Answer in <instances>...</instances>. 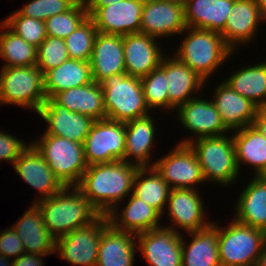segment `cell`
<instances>
[{
  "label": "cell",
  "mask_w": 266,
  "mask_h": 266,
  "mask_svg": "<svg viewBox=\"0 0 266 266\" xmlns=\"http://www.w3.org/2000/svg\"><path fill=\"white\" fill-rule=\"evenodd\" d=\"M154 167L171 189H197L204 182L201 166L188 144L177 143L171 152L156 160Z\"/></svg>",
  "instance_id": "obj_12"
},
{
  "label": "cell",
  "mask_w": 266,
  "mask_h": 266,
  "mask_svg": "<svg viewBox=\"0 0 266 266\" xmlns=\"http://www.w3.org/2000/svg\"><path fill=\"white\" fill-rule=\"evenodd\" d=\"M37 114L47 124L42 135L64 137L82 144L95 121L90 116L69 111L52 98L45 100Z\"/></svg>",
  "instance_id": "obj_17"
},
{
  "label": "cell",
  "mask_w": 266,
  "mask_h": 266,
  "mask_svg": "<svg viewBox=\"0 0 266 266\" xmlns=\"http://www.w3.org/2000/svg\"><path fill=\"white\" fill-rule=\"evenodd\" d=\"M232 137L239 171L240 164H246L259 176L266 168V137L254 125L236 130Z\"/></svg>",
  "instance_id": "obj_33"
},
{
  "label": "cell",
  "mask_w": 266,
  "mask_h": 266,
  "mask_svg": "<svg viewBox=\"0 0 266 266\" xmlns=\"http://www.w3.org/2000/svg\"><path fill=\"white\" fill-rule=\"evenodd\" d=\"M179 123L195 135L185 139L179 144H188L194 139L201 137H219L230 132L221 119L212 100L208 101L195 96L176 110Z\"/></svg>",
  "instance_id": "obj_14"
},
{
  "label": "cell",
  "mask_w": 266,
  "mask_h": 266,
  "mask_svg": "<svg viewBox=\"0 0 266 266\" xmlns=\"http://www.w3.org/2000/svg\"><path fill=\"white\" fill-rule=\"evenodd\" d=\"M262 22L257 0H235L220 34L234 52L237 46L252 42Z\"/></svg>",
  "instance_id": "obj_20"
},
{
  "label": "cell",
  "mask_w": 266,
  "mask_h": 266,
  "mask_svg": "<svg viewBox=\"0 0 266 266\" xmlns=\"http://www.w3.org/2000/svg\"><path fill=\"white\" fill-rule=\"evenodd\" d=\"M188 244L182 235V266H221L218 252V225L212 222L208 227L189 232Z\"/></svg>",
  "instance_id": "obj_30"
},
{
  "label": "cell",
  "mask_w": 266,
  "mask_h": 266,
  "mask_svg": "<svg viewBox=\"0 0 266 266\" xmlns=\"http://www.w3.org/2000/svg\"><path fill=\"white\" fill-rule=\"evenodd\" d=\"M236 200L234 219L266 232V182L253 175Z\"/></svg>",
  "instance_id": "obj_31"
},
{
  "label": "cell",
  "mask_w": 266,
  "mask_h": 266,
  "mask_svg": "<svg viewBox=\"0 0 266 266\" xmlns=\"http://www.w3.org/2000/svg\"><path fill=\"white\" fill-rule=\"evenodd\" d=\"M136 238L138 252L150 266H182V233L159 226Z\"/></svg>",
  "instance_id": "obj_13"
},
{
  "label": "cell",
  "mask_w": 266,
  "mask_h": 266,
  "mask_svg": "<svg viewBox=\"0 0 266 266\" xmlns=\"http://www.w3.org/2000/svg\"><path fill=\"white\" fill-rule=\"evenodd\" d=\"M32 145L64 186H77L88 165L83 144L64 137L42 135Z\"/></svg>",
  "instance_id": "obj_7"
},
{
  "label": "cell",
  "mask_w": 266,
  "mask_h": 266,
  "mask_svg": "<svg viewBox=\"0 0 266 266\" xmlns=\"http://www.w3.org/2000/svg\"><path fill=\"white\" fill-rule=\"evenodd\" d=\"M264 182H266V168L259 174V176Z\"/></svg>",
  "instance_id": "obj_51"
},
{
  "label": "cell",
  "mask_w": 266,
  "mask_h": 266,
  "mask_svg": "<svg viewBox=\"0 0 266 266\" xmlns=\"http://www.w3.org/2000/svg\"><path fill=\"white\" fill-rule=\"evenodd\" d=\"M23 253H25L23 242L12 226L2 230L0 232V254L6 258L16 259Z\"/></svg>",
  "instance_id": "obj_44"
},
{
  "label": "cell",
  "mask_w": 266,
  "mask_h": 266,
  "mask_svg": "<svg viewBox=\"0 0 266 266\" xmlns=\"http://www.w3.org/2000/svg\"><path fill=\"white\" fill-rule=\"evenodd\" d=\"M256 266H266V241L262 246Z\"/></svg>",
  "instance_id": "obj_48"
},
{
  "label": "cell",
  "mask_w": 266,
  "mask_h": 266,
  "mask_svg": "<svg viewBox=\"0 0 266 266\" xmlns=\"http://www.w3.org/2000/svg\"><path fill=\"white\" fill-rule=\"evenodd\" d=\"M143 0H122L102 7H86L98 32L120 35L140 33Z\"/></svg>",
  "instance_id": "obj_11"
},
{
  "label": "cell",
  "mask_w": 266,
  "mask_h": 266,
  "mask_svg": "<svg viewBox=\"0 0 266 266\" xmlns=\"http://www.w3.org/2000/svg\"><path fill=\"white\" fill-rule=\"evenodd\" d=\"M235 0H184L187 27L221 33Z\"/></svg>",
  "instance_id": "obj_27"
},
{
  "label": "cell",
  "mask_w": 266,
  "mask_h": 266,
  "mask_svg": "<svg viewBox=\"0 0 266 266\" xmlns=\"http://www.w3.org/2000/svg\"><path fill=\"white\" fill-rule=\"evenodd\" d=\"M12 228L23 242L25 253L55 254L56 239L45 227L44 219L39 207L32 203Z\"/></svg>",
  "instance_id": "obj_24"
},
{
  "label": "cell",
  "mask_w": 266,
  "mask_h": 266,
  "mask_svg": "<svg viewBox=\"0 0 266 266\" xmlns=\"http://www.w3.org/2000/svg\"><path fill=\"white\" fill-rule=\"evenodd\" d=\"M101 85L107 119L127 122L149 115L140 78L120 73Z\"/></svg>",
  "instance_id": "obj_5"
},
{
  "label": "cell",
  "mask_w": 266,
  "mask_h": 266,
  "mask_svg": "<svg viewBox=\"0 0 266 266\" xmlns=\"http://www.w3.org/2000/svg\"><path fill=\"white\" fill-rule=\"evenodd\" d=\"M183 2L144 1L140 33L157 39L181 35L186 28ZM168 36V37H167Z\"/></svg>",
  "instance_id": "obj_15"
},
{
  "label": "cell",
  "mask_w": 266,
  "mask_h": 266,
  "mask_svg": "<svg viewBox=\"0 0 266 266\" xmlns=\"http://www.w3.org/2000/svg\"><path fill=\"white\" fill-rule=\"evenodd\" d=\"M78 0H30L21 9L19 15L45 21L54 15L68 11Z\"/></svg>",
  "instance_id": "obj_42"
},
{
  "label": "cell",
  "mask_w": 266,
  "mask_h": 266,
  "mask_svg": "<svg viewBox=\"0 0 266 266\" xmlns=\"http://www.w3.org/2000/svg\"><path fill=\"white\" fill-rule=\"evenodd\" d=\"M0 73V105L13 104L38 113L47 99L42 70L36 65L2 67Z\"/></svg>",
  "instance_id": "obj_6"
},
{
  "label": "cell",
  "mask_w": 266,
  "mask_h": 266,
  "mask_svg": "<svg viewBox=\"0 0 266 266\" xmlns=\"http://www.w3.org/2000/svg\"><path fill=\"white\" fill-rule=\"evenodd\" d=\"M188 145L197 157L204 181L229 186L238 180L240 171L232 135L201 137L192 140Z\"/></svg>",
  "instance_id": "obj_4"
},
{
  "label": "cell",
  "mask_w": 266,
  "mask_h": 266,
  "mask_svg": "<svg viewBox=\"0 0 266 266\" xmlns=\"http://www.w3.org/2000/svg\"><path fill=\"white\" fill-rule=\"evenodd\" d=\"M152 114L125 122V152L123 160L138 167H152L150 163L153 151L156 127ZM153 144V145H152ZM132 157V159H131ZM134 157V158H133Z\"/></svg>",
  "instance_id": "obj_23"
},
{
  "label": "cell",
  "mask_w": 266,
  "mask_h": 266,
  "mask_svg": "<svg viewBox=\"0 0 266 266\" xmlns=\"http://www.w3.org/2000/svg\"><path fill=\"white\" fill-rule=\"evenodd\" d=\"M109 224L108 216L101 214L91 224L58 238L55 254L73 266H96L100 237Z\"/></svg>",
  "instance_id": "obj_9"
},
{
  "label": "cell",
  "mask_w": 266,
  "mask_h": 266,
  "mask_svg": "<svg viewBox=\"0 0 266 266\" xmlns=\"http://www.w3.org/2000/svg\"><path fill=\"white\" fill-rule=\"evenodd\" d=\"M35 204L41 210L45 227L56 240L91 224L101 215L77 186H64L57 194Z\"/></svg>",
  "instance_id": "obj_2"
},
{
  "label": "cell",
  "mask_w": 266,
  "mask_h": 266,
  "mask_svg": "<svg viewBox=\"0 0 266 266\" xmlns=\"http://www.w3.org/2000/svg\"><path fill=\"white\" fill-rule=\"evenodd\" d=\"M69 52L64 39L47 36L37 48L36 66L43 74L69 59Z\"/></svg>",
  "instance_id": "obj_41"
},
{
  "label": "cell",
  "mask_w": 266,
  "mask_h": 266,
  "mask_svg": "<svg viewBox=\"0 0 266 266\" xmlns=\"http://www.w3.org/2000/svg\"><path fill=\"white\" fill-rule=\"evenodd\" d=\"M226 82L235 92L249 99L258 108L266 107V61L244 65L234 71Z\"/></svg>",
  "instance_id": "obj_34"
},
{
  "label": "cell",
  "mask_w": 266,
  "mask_h": 266,
  "mask_svg": "<svg viewBox=\"0 0 266 266\" xmlns=\"http://www.w3.org/2000/svg\"><path fill=\"white\" fill-rule=\"evenodd\" d=\"M125 136V122L107 118L95 120L83 143L87 165L123 160Z\"/></svg>",
  "instance_id": "obj_10"
},
{
  "label": "cell",
  "mask_w": 266,
  "mask_h": 266,
  "mask_svg": "<svg viewBox=\"0 0 266 266\" xmlns=\"http://www.w3.org/2000/svg\"><path fill=\"white\" fill-rule=\"evenodd\" d=\"M52 99L69 111L90 116L93 120L107 118L102 85L94 80L87 85L59 92Z\"/></svg>",
  "instance_id": "obj_29"
},
{
  "label": "cell",
  "mask_w": 266,
  "mask_h": 266,
  "mask_svg": "<svg viewBox=\"0 0 266 266\" xmlns=\"http://www.w3.org/2000/svg\"><path fill=\"white\" fill-rule=\"evenodd\" d=\"M182 34L186 36L173 55L206 82L233 54L218 32L186 27Z\"/></svg>",
  "instance_id": "obj_3"
},
{
  "label": "cell",
  "mask_w": 266,
  "mask_h": 266,
  "mask_svg": "<svg viewBox=\"0 0 266 266\" xmlns=\"http://www.w3.org/2000/svg\"><path fill=\"white\" fill-rule=\"evenodd\" d=\"M2 22L17 36L37 48L47 37L43 21L19 15L16 11Z\"/></svg>",
  "instance_id": "obj_40"
},
{
  "label": "cell",
  "mask_w": 266,
  "mask_h": 266,
  "mask_svg": "<svg viewBox=\"0 0 266 266\" xmlns=\"http://www.w3.org/2000/svg\"><path fill=\"white\" fill-rule=\"evenodd\" d=\"M43 75L47 99L64 90L84 86L93 81L90 62L71 58Z\"/></svg>",
  "instance_id": "obj_32"
},
{
  "label": "cell",
  "mask_w": 266,
  "mask_h": 266,
  "mask_svg": "<svg viewBox=\"0 0 266 266\" xmlns=\"http://www.w3.org/2000/svg\"><path fill=\"white\" fill-rule=\"evenodd\" d=\"M127 201L121 210L114 208L107 214L110 223L116 229L139 234L161 226L159 222L162 215L156 209L132 193Z\"/></svg>",
  "instance_id": "obj_28"
},
{
  "label": "cell",
  "mask_w": 266,
  "mask_h": 266,
  "mask_svg": "<svg viewBox=\"0 0 266 266\" xmlns=\"http://www.w3.org/2000/svg\"><path fill=\"white\" fill-rule=\"evenodd\" d=\"M0 266H13V260L0 254Z\"/></svg>",
  "instance_id": "obj_50"
},
{
  "label": "cell",
  "mask_w": 266,
  "mask_h": 266,
  "mask_svg": "<svg viewBox=\"0 0 266 266\" xmlns=\"http://www.w3.org/2000/svg\"><path fill=\"white\" fill-rule=\"evenodd\" d=\"M13 167L24 182L35 190L37 189L42 195V197L38 196L32 203L49 198L64 187L32 144H28V147L14 162Z\"/></svg>",
  "instance_id": "obj_18"
},
{
  "label": "cell",
  "mask_w": 266,
  "mask_h": 266,
  "mask_svg": "<svg viewBox=\"0 0 266 266\" xmlns=\"http://www.w3.org/2000/svg\"><path fill=\"white\" fill-rule=\"evenodd\" d=\"M157 41V38L141 33L123 36L126 74L142 78L160 65L164 52Z\"/></svg>",
  "instance_id": "obj_19"
},
{
  "label": "cell",
  "mask_w": 266,
  "mask_h": 266,
  "mask_svg": "<svg viewBox=\"0 0 266 266\" xmlns=\"http://www.w3.org/2000/svg\"><path fill=\"white\" fill-rule=\"evenodd\" d=\"M98 34L93 20L88 16L64 41L71 59L90 62L94 41Z\"/></svg>",
  "instance_id": "obj_38"
},
{
  "label": "cell",
  "mask_w": 266,
  "mask_h": 266,
  "mask_svg": "<svg viewBox=\"0 0 266 266\" xmlns=\"http://www.w3.org/2000/svg\"><path fill=\"white\" fill-rule=\"evenodd\" d=\"M42 254L23 253L13 259V266H44Z\"/></svg>",
  "instance_id": "obj_45"
},
{
  "label": "cell",
  "mask_w": 266,
  "mask_h": 266,
  "mask_svg": "<svg viewBox=\"0 0 266 266\" xmlns=\"http://www.w3.org/2000/svg\"><path fill=\"white\" fill-rule=\"evenodd\" d=\"M138 169L124 160L90 165L77 187L101 214L107 215L131 194Z\"/></svg>",
  "instance_id": "obj_1"
},
{
  "label": "cell",
  "mask_w": 266,
  "mask_h": 266,
  "mask_svg": "<svg viewBox=\"0 0 266 266\" xmlns=\"http://www.w3.org/2000/svg\"><path fill=\"white\" fill-rule=\"evenodd\" d=\"M143 1H146V0H143ZM167 1L184 2V0H167Z\"/></svg>",
  "instance_id": "obj_52"
},
{
  "label": "cell",
  "mask_w": 266,
  "mask_h": 266,
  "mask_svg": "<svg viewBox=\"0 0 266 266\" xmlns=\"http://www.w3.org/2000/svg\"><path fill=\"white\" fill-rule=\"evenodd\" d=\"M92 79L101 84L108 77L126 73L123 36L98 32L90 59Z\"/></svg>",
  "instance_id": "obj_22"
},
{
  "label": "cell",
  "mask_w": 266,
  "mask_h": 266,
  "mask_svg": "<svg viewBox=\"0 0 266 266\" xmlns=\"http://www.w3.org/2000/svg\"><path fill=\"white\" fill-rule=\"evenodd\" d=\"M145 100L149 109L169 111V95L166 83V56L160 65L146 76L140 78Z\"/></svg>",
  "instance_id": "obj_37"
},
{
  "label": "cell",
  "mask_w": 266,
  "mask_h": 266,
  "mask_svg": "<svg viewBox=\"0 0 266 266\" xmlns=\"http://www.w3.org/2000/svg\"><path fill=\"white\" fill-rule=\"evenodd\" d=\"M212 97L211 100L230 133L253 125L258 107L235 92L226 82L222 81L216 86Z\"/></svg>",
  "instance_id": "obj_21"
},
{
  "label": "cell",
  "mask_w": 266,
  "mask_h": 266,
  "mask_svg": "<svg viewBox=\"0 0 266 266\" xmlns=\"http://www.w3.org/2000/svg\"><path fill=\"white\" fill-rule=\"evenodd\" d=\"M171 56V57H170ZM166 56V83L169 95V111H174L200 91L206 85L197 73L176 56ZM200 90V91H199Z\"/></svg>",
  "instance_id": "obj_25"
},
{
  "label": "cell",
  "mask_w": 266,
  "mask_h": 266,
  "mask_svg": "<svg viewBox=\"0 0 266 266\" xmlns=\"http://www.w3.org/2000/svg\"><path fill=\"white\" fill-rule=\"evenodd\" d=\"M122 0H84L86 7L108 6Z\"/></svg>",
  "instance_id": "obj_47"
},
{
  "label": "cell",
  "mask_w": 266,
  "mask_h": 266,
  "mask_svg": "<svg viewBox=\"0 0 266 266\" xmlns=\"http://www.w3.org/2000/svg\"><path fill=\"white\" fill-rule=\"evenodd\" d=\"M197 189L176 188L171 189L166 207L171 225L166 227L172 228L177 233L180 230L186 233L208 227L212 222L206 220L205 206L202 197ZM174 225V226H173Z\"/></svg>",
  "instance_id": "obj_16"
},
{
  "label": "cell",
  "mask_w": 266,
  "mask_h": 266,
  "mask_svg": "<svg viewBox=\"0 0 266 266\" xmlns=\"http://www.w3.org/2000/svg\"><path fill=\"white\" fill-rule=\"evenodd\" d=\"M132 191L134 196L163 215L171 188L154 166L139 167L133 180Z\"/></svg>",
  "instance_id": "obj_35"
},
{
  "label": "cell",
  "mask_w": 266,
  "mask_h": 266,
  "mask_svg": "<svg viewBox=\"0 0 266 266\" xmlns=\"http://www.w3.org/2000/svg\"><path fill=\"white\" fill-rule=\"evenodd\" d=\"M253 125L266 137V107L258 108Z\"/></svg>",
  "instance_id": "obj_46"
},
{
  "label": "cell",
  "mask_w": 266,
  "mask_h": 266,
  "mask_svg": "<svg viewBox=\"0 0 266 266\" xmlns=\"http://www.w3.org/2000/svg\"><path fill=\"white\" fill-rule=\"evenodd\" d=\"M266 232L231 220L218 226V252L221 266H256Z\"/></svg>",
  "instance_id": "obj_8"
},
{
  "label": "cell",
  "mask_w": 266,
  "mask_h": 266,
  "mask_svg": "<svg viewBox=\"0 0 266 266\" xmlns=\"http://www.w3.org/2000/svg\"><path fill=\"white\" fill-rule=\"evenodd\" d=\"M27 147L28 145L21 139L8 134L7 131L0 130V161H7L13 166L14 162Z\"/></svg>",
  "instance_id": "obj_43"
},
{
  "label": "cell",
  "mask_w": 266,
  "mask_h": 266,
  "mask_svg": "<svg viewBox=\"0 0 266 266\" xmlns=\"http://www.w3.org/2000/svg\"><path fill=\"white\" fill-rule=\"evenodd\" d=\"M135 250L136 234L118 230L110 223L100 237L96 266H134Z\"/></svg>",
  "instance_id": "obj_26"
},
{
  "label": "cell",
  "mask_w": 266,
  "mask_h": 266,
  "mask_svg": "<svg viewBox=\"0 0 266 266\" xmlns=\"http://www.w3.org/2000/svg\"><path fill=\"white\" fill-rule=\"evenodd\" d=\"M88 17L84 0H78L68 11L44 21L47 36L65 39Z\"/></svg>",
  "instance_id": "obj_39"
},
{
  "label": "cell",
  "mask_w": 266,
  "mask_h": 266,
  "mask_svg": "<svg viewBox=\"0 0 266 266\" xmlns=\"http://www.w3.org/2000/svg\"><path fill=\"white\" fill-rule=\"evenodd\" d=\"M258 8L263 22H266V0H257Z\"/></svg>",
  "instance_id": "obj_49"
},
{
  "label": "cell",
  "mask_w": 266,
  "mask_h": 266,
  "mask_svg": "<svg viewBox=\"0 0 266 266\" xmlns=\"http://www.w3.org/2000/svg\"><path fill=\"white\" fill-rule=\"evenodd\" d=\"M0 57L3 67H21L36 65L37 47L27 43L0 21Z\"/></svg>",
  "instance_id": "obj_36"
}]
</instances>
